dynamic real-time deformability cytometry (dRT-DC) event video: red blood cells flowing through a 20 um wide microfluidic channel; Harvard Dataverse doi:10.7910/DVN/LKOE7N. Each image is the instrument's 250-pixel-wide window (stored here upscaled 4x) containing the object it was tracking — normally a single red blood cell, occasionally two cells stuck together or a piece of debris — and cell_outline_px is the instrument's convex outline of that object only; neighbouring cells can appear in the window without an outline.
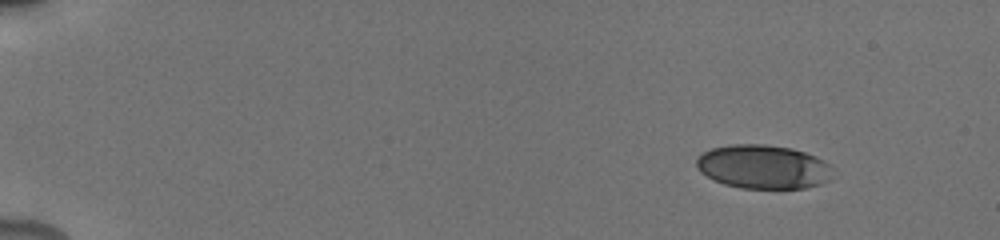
{"species": "human", "species_latin": "Homo sapiens", "temperature_condition": "cold", "stored_images_in_passage": 72, "camera_frame_rate_fps": 3000, "um_per_image_px": 0.085, "donor": {"sex": "male"}, "frame": {"image": 1, "passage_image": 1, "time_ms": 0.0, "image_size_px": [1000, 240], "cell_outline_px": [[832, 180], [820, 184], [804, 188], [740, 188], [724, 184], [700, 172], [696, 168], [696, 156], [712, 148], [732, 144], [764, 144], [792, 148], [804, 152], [832, 164]], "centroid_in_image_um": [64.89, 14.18], "position_along_channel_um": 20.1, "area_um2": 35.03}}
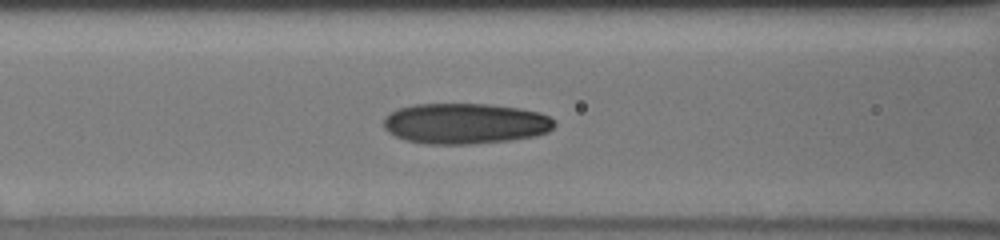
{"frame": {"image": 2, "passage_image": 29, "time_ms": 6.333, "image_size_px": [1000, 240], "cell_outline_px": [[556, 124], [548, 132], [536, 136], [508, 140], [472, 144], [424, 144], [408, 140], [396, 136], [388, 132], [384, 128], [384, 116], [400, 108], [416, 104], [488, 104], [520, 108], [540, 112], [556, 120]], "centroid_in_image_um": [39.57, 10.5], "position_along_channel_um": 127.0, "area_um2": 40.58}}
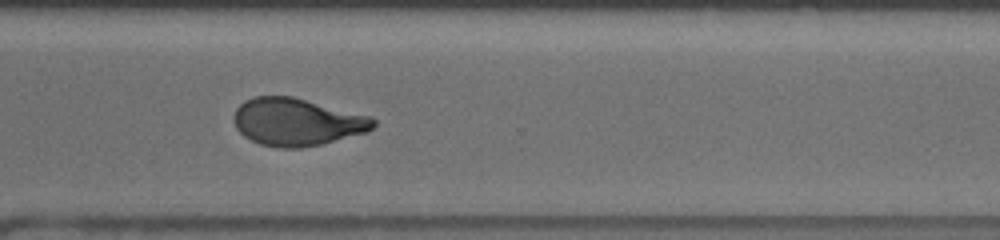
{"frame": {"image": 3, "passage_image": 51, "time_ms": 12.0, "image_size_px": [1000, 240], "cell_outline_px": [[376, 124], [368, 132], [320, 144], [300, 148], [280, 148], [260, 144], [244, 136], [236, 128], [236, 108], [244, 100], [256, 96], [292, 96], [372, 116], [376, 120]], "centroid_in_image_um": [25.27, 10.36], "position_along_channel_um": 345.3, "area_um2": 38.49}, "authors_computed_cell_mechanics": {"area_um2": 38.4948, "velocity_mm_per_s": 3.861, "shape_relaxation_time_tau1_ms": 6.0207, "shape_relaxation_time_tau2_ms": 1.4416, "deformation_change_tau1": 0.2025, "deformation_change_tau2": 0.0855}}